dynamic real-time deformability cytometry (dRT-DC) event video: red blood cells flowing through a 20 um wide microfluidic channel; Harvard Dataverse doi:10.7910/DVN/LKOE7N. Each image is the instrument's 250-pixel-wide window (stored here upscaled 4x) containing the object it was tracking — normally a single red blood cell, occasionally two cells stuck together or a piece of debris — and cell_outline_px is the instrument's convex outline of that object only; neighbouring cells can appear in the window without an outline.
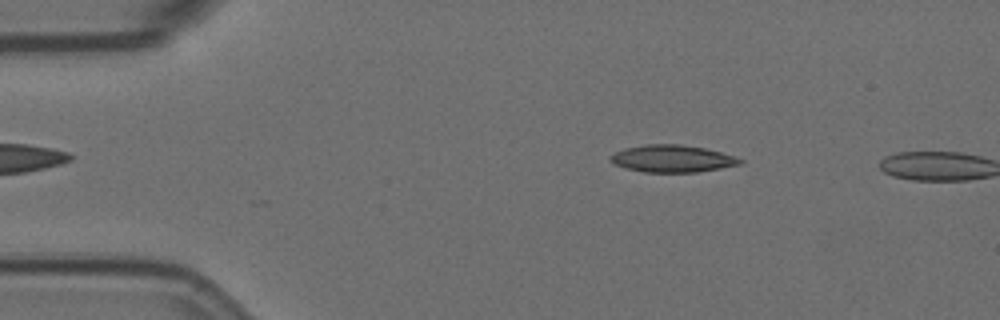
{"species": "Egyptian fruit bat (a non-hibernating species)", "species_latin": "Rousettus aegyptiacus", "temperature_condition": "room temperature", "stored_images_in_passage": 3, "camera_frame_rate_fps": 3000, "um_per_image_px": 0.085, "animal": {"sex": "female"}, "frame": {"image": 1, "passage_image": 2, "time_ms": 0.333, "image_size_px": [1000, 320], "cell_outline_px": [[744, 160], [740, 164], [720, 168], [696, 172], [644, 172], [624, 168], [616, 164], [612, 160], [612, 156], [616, 152], [624, 148], [644, 144], [680, 144], [704, 148], [720, 152]], "centroid_in_image_um": [57.14, 13.48], "position_along_channel_um": 27.9, "area_um2": 20.23}}